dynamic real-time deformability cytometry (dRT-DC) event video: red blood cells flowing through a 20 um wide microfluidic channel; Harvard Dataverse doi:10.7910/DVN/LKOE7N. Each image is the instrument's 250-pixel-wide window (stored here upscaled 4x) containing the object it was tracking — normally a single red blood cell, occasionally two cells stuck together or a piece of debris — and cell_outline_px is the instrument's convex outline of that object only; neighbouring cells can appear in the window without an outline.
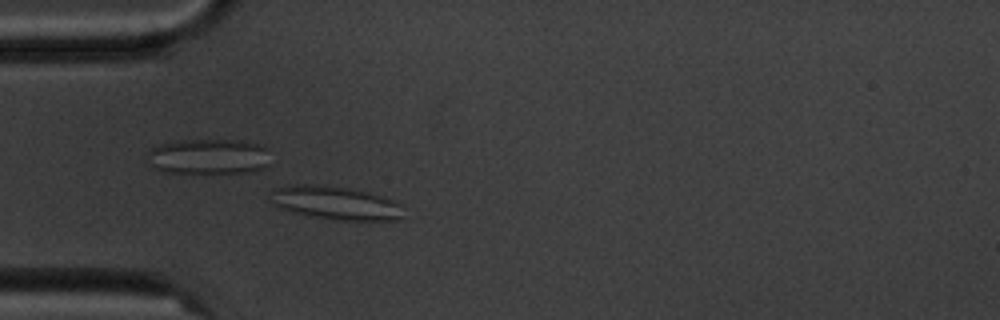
{"species": "common noctule bat (a hibernating species)", "species_latin": "Nyctalus noctula", "temperature_condition": "cold", "stored_images_in_passage": 3, "camera_frame_rate_fps": 3000, "um_per_image_px": 0.085, "animal": {"sex": "male", "body_mass_g": 20.1, "forearm_length_mm": 53.5}, "frame": {"image": 1, "passage_image": 3, "time_ms": 2.333, "image_size_px": [1000, 320], "cell_outline_px": [[400, 216], [396, 220], [340, 220], [292, 212], [280, 208], [276, 204], [272, 192], [272, 188], [292, 184], [316, 184], [348, 188], [368, 192], [392, 200], [400, 204]], "centroid_in_image_um": [28.5, 17.23], "position_along_channel_um": 56.5, "area_um2": 25.2}}